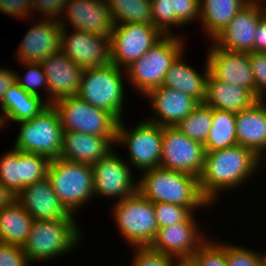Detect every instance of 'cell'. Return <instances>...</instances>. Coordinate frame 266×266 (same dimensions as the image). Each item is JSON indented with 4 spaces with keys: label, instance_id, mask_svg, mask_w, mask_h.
Returning <instances> with one entry per match:
<instances>
[{
    "label": "cell",
    "instance_id": "60d3db41",
    "mask_svg": "<svg viewBox=\"0 0 266 266\" xmlns=\"http://www.w3.org/2000/svg\"><path fill=\"white\" fill-rule=\"evenodd\" d=\"M251 70L255 82V96L258 100H266V53H248Z\"/></svg>",
    "mask_w": 266,
    "mask_h": 266
},
{
    "label": "cell",
    "instance_id": "c3c4849f",
    "mask_svg": "<svg viewBox=\"0 0 266 266\" xmlns=\"http://www.w3.org/2000/svg\"><path fill=\"white\" fill-rule=\"evenodd\" d=\"M16 200V195L0 181V209Z\"/></svg>",
    "mask_w": 266,
    "mask_h": 266
},
{
    "label": "cell",
    "instance_id": "4dcf8cb0",
    "mask_svg": "<svg viewBox=\"0 0 266 266\" xmlns=\"http://www.w3.org/2000/svg\"><path fill=\"white\" fill-rule=\"evenodd\" d=\"M114 24L153 25L151 0H106Z\"/></svg>",
    "mask_w": 266,
    "mask_h": 266
},
{
    "label": "cell",
    "instance_id": "9a60e30c",
    "mask_svg": "<svg viewBox=\"0 0 266 266\" xmlns=\"http://www.w3.org/2000/svg\"><path fill=\"white\" fill-rule=\"evenodd\" d=\"M265 15L266 6L250 1L211 42L228 51L253 52L256 28Z\"/></svg>",
    "mask_w": 266,
    "mask_h": 266
},
{
    "label": "cell",
    "instance_id": "74e56055",
    "mask_svg": "<svg viewBox=\"0 0 266 266\" xmlns=\"http://www.w3.org/2000/svg\"><path fill=\"white\" fill-rule=\"evenodd\" d=\"M154 211L159 228L186 222L195 214L188 207L166 202L154 203Z\"/></svg>",
    "mask_w": 266,
    "mask_h": 266
},
{
    "label": "cell",
    "instance_id": "f546056e",
    "mask_svg": "<svg viewBox=\"0 0 266 266\" xmlns=\"http://www.w3.org/2000/svg\"><path fill=\"white\" fill-rule=\"evenodd\" d=\"M237 145L236 114L213 108L212 126L204 143L206 152Z\"/></svg>",
    "mask_w": 266,
    "mask_h": 266
},
{
    "label": "cell",
    "instance_id": "5b68a950",
    "mask_svg": "<svg viewBox=\"0 0 266 266\" xmlns=\"http://www.w3.org/2000/svg\"><path fill=\"white\" fill-rule=\"evenodd\" d=\"M126 71L109 63L85 69L77 96L89 104L110 112L118 121L123 119Z\"/></svg>",
    "mask_w": 266,
    "mask_h": 266
},
{
    "label": "cell",
    "instance_id": "8d00e7d4",
    "mask_svg": "<svg viewBox=\"0 0 266 266\" xmlns=\"http://www.w3.org/2000/svg\"><path fill=\"white\" fill-rule=\"evenodd\" d=\"M197 266H227L226 243L209 238L192 256Z\"/></svg>",
    "mask_w": 266,
    "mask_h": 266
},
{
    "label": "cell",
    "instance_id": "f907efd6",
    "mask_svg": "<svg viewBox=\"0 0 266 266\" xmlns=\"http://www.w3.org/2000/svg\"><path fill=\"white\" fill-rule=\"evenodd\" d=\"M5 127V124H4V120H3V117H2V114L0 112V131H2V129L4 130Z\"/></svg>",
    "mask_w": 266,
    "mask_h": 266
},
{
    "label": "cell",
    "instance_id": "7bdbcfd3",
    "mask_svg": "<svg viewBox=\"0 0 266 266\" xmlns=\"http://www.w3.org/2000/svg\"><path fill=\"white\" fill-rule=\"evenodd\" d=\"M0 266H31L23 247L0 242Z\"/></svg>",
    "mask_w": 266,
    "mask_h": 266
},
{
    "label": "cell",
    "instance_id": "7c38bea8",
    "mask_svg": "<svg viewBox=\"0 0 266 266\" xmlns=\"http://www.w3.org/2000/svg\"><path fill=\"white\" fill-rule=\"evenodd\" d=\"M94 196L116 199L118 202L138 191L131 166L115 149L105 158L92 165Z\"/></svg>",
    "mask_w": 266,
    "mask_h": 266
},
{
    "label": "cell",
    "instance_id": "277c9868",
    "mask_svg": "<svg viewBox=\"0 0 266 266\" xmlns=\"http://www.w3.org/2000/svg\"><path fill=\"white\" fill-rule=\"evenodd\" d=\"M185 40L180 35H164L145 55L125 69L129 84L145 96L163 85L166 73L184 52Z\"/></svg>",
    "mask_w": 266,
    "mask_h": 266
},
{
    "label": "cell",
    "instance_id": "9c48e42d",
    "mask_svg": "<svg viewBox=\"0 0 266 266\" xmlns=\"http://www.w3.org/2000/svg\"><path fill=\"white\" fill-rule=\"evenodd\" d=\"M129 128L124 120L117 125L116 144L128 150L131 167L145 171L160 167L163 127L146 119Z\"/></svg>",
    "mask_w": 266,
    "mask_h": 266
},
{
    "label": "cell",
    "instance_id": "816d5d0a",
    "mask_svg": "<svg viewBox=\"0 0 266 266\" xmlns=\"http://www.w3.org/2000/svg\"><path fill=\"white\" fill-rule=\"evenodd\" d=\"M251 2H256L258 4L266 6V0H250ZM264 3V4H263Z\"/></svg>",
    "mask_w": 266,
    "mask_h": 266
},
{
    "label": "cell",
    "instance_id": "83f0119b",
    "mask_svg": "<svg viewBox=\"0 0 266 266\" xmlns=\"http://www.w3.org/2000/svg\"><path fill=\"white\" fill-rule=\"evenodd\" d=\"M200 27L213 40L250 0H199Z\"/></svg>",
    "mask_w": 266,
    "mask_h": 266
},
{
    "label": "cell",
    "instance_id": "5bb4252c",
    "mask_svg": "<svg viewBox=\"0 0 266 266\" xmlns=\"http://www.w3.org/2000/svg\"><path fill=\"white\" fill-rule=\"evenodd\" d=\"M68 28L61 31V52L83 70L110 63V37ZM69 33V34H68Z\"/></svg>",
    "mask_w": 266,
    "mask_h": 266
},
{
    "label": "cell",
    "instance_id": "b9f144b4",
    "mask_svg": "<svg viewBox=\"0 0 266 266\" xmlns=\"http://www.w3.org/2000/svg\"><path fill=\"white\" fill-rule=\"evenodd\" d=\"M173 12L183 26L194 21L199 22L200 2L199 0H173Z\"/></svg>",
    "mask_w": 266,
    "mask_h": 266
},
{
    "label": "cell",
    "instance_id": "681fc988",
    "mask_svg": "<svg viewBox=\"0 0 266 266\" xmlns=\"http://www.w3.org/2000/svg\"><path fill=\"white\" fill-rule=\"evenodd\" d=\"M172 266H197L192 258L175 259Z\"/></svg>",
    "mask_w": 266,
    "mask_h": 266
},
{
    "label": "cell",
    "instance_id": "1f68e13d",
    "mask_svg": "<svg viewBox=\"0 0 266 266\" xmlns=\"http://www.w3.org/2000/svg\"><path fill=\"white\" fill-rule=\"evenodd\" d=\"M213 108L204 104L199 105L175 127L188 138L205 143L212 126Z\"/></svg>",
    "mask_w": 266,
    "mask_h": 266
},
{
    "label": "cell",
    "instance_id": "d4e9b609",
    "mask_svg": "<svg viewBox=\"0 0 266 266\" xmlns=\"http://www.w3.org/2000/svg\"><path fill=\"white\" fill-rule=\"evenodd\" d=\"M258 99L247 88L231 85L216 79L209 73L206 82L204 104L222 111L238 113L250 108Z\"/></svg>",
    "mask_w": 266,
    "mask_h": 266
},
{
    "label": "cell",
    "instance_id": "e575fe53",
    "mask_svg": "<svg viewBox=\"0 0 266 266\" xmlns=\"http://www.w3.org/2000/svg\"><path fill=\"white\" fill-rule=\"evenodd\" d=\"M0 181L16 196L20 193V150L12 147L0 157Z\"/></svg>",
    "mask_w": 266,
    "mask_h": 266
},
{
    "label": "cell",
    "instance_id": "f1b7e54d",
    "mask_svg": "<svg viewBox=\"0 0 266 266\" xmlns=\"http://www.w3.org/2000/svg\"><path fill=\"white\" fill-rule=\"evenodd\" d=\"M34 219L15 200L0 209V242L23 246L29 236Z\"/></svg>",
    "mask_w": 266,
    "mask_h": 266
},
{
    "label": "cell",
    "instance_id": "484cf974",
    "mask_svg": "<svg viewBox=\"0 0 266 266\" xmlns=\"http://www.w3.org/2000/svg\"><path fill=\"white\" fill-rule=\"evenodd\" d=\"M183 55L184 52L172 63L162 86L185 93L203 103L206 97V82L210 73L207 59L205 57V69L204 73H201L186 63Z\"/></svg>",
    "mask_w": 266,
    "mask_h": 266
},
{
    "label": "cell",
    "instance_id": "bcb514c9",
    "mask_svg": "<svg viewBox=\"0 0 266 266\" xmlns=\"http://www.w3.org/2000/svg\"><path fill=\"white\" fill-rule=\"evenodd\" d=\"M15 84V70L0 66V104H2L6 91Z\"/></svg>",
    "mask_w": 266,
    "mask_h": 266
},
{
    "label": "cell",
    "instance_id": "cb8c5ba5",
    "mask_svg": "<svg viewBox=\"0 0 266 266\" xmlns=\"http://www.w3.org/2000/svg\"><path fill=\"white\" fill-rule=\"evenodd\" d=\"M237 144L252 150L258 157L266 151V103L256 101L236 113Z\"/></svg>",
    "mask_w": 266,
    "mask_h": 266
},
{
    "label": "cell",
    "instance_id": "d590c367",
    "mask_svg": "<svg viewBox=\"0 0 266 266\" xmlns=\"http://www.w3.org/2000/svg\"><path fill=\"white\" fill-rule=\"evenodd\" d=\"M151 8L153 25L163 35H174L171 29L183 26L173 12V0H151Z\"/></svg>",
    "mask_w": 266,
    "mask_h": 266
},
{
    "label": "cell",
    "instance_id": "2e32d148",
    "mask_svg": "<svg viewBox=\"0 0 266 266\" xmlns=\"http://www.w3.org/2000/svg\"><path fill=\"white\" fill-rule=\"evenodd\" d=\"M195 219L197 220L194 214L186 222L158 228L149 247L176 259L192 258L198 248L208 239Z\"/></svg>",
    "mask_w": 266,
    "mask_h": 266
},
{
    "label": "cell",
    "instance_id": "7402d4cb",
    "mask_svg": "<svg viewBox=\"0 0 266 266\" xmlns=\"http://www.w3.org/2000/svg\"><path fill=\"white\" fill-rule=\"evenodd\" d=\"M115 142L116 136L63 131L60 158L92 166L114 150L112 148L115 147Z\"/></svg>",
    "mask_w": 266,
    "mask_h": 266
},
{
    "label": "cell",
    "instance_id": "ac0fdd59",
    "mask_svg": "<svg viewBox=\"0 0 266 266\" xmlns=\"http://www.w3.org/2000/svg\"><path fill=\"white\" fill-rule=\"evenodd\" d=\"M61 31L59 20L41 17L28 29L15 51L17 61L40 63L61 51Z\"/></svg>",
    "mask_w": 266,
    "mask_h": 266
},
{
    "label": "cell",
    "instance_id": "ee69618b",
    "mask_svg": "<svg viewBox=\"0 0 266 266\" xmlns=\"http://www.w3.org/2000/svg\"><path fill=\"white\" fill-rule=\"evenodd\" d=\"M16 19L34 17L32 13V0H0V13Z\"/></svg>",
    "mask_w": 266,
    "mask_h": 266
},
{
    "label": "cell",
    "instance_id": "d6986e66",
    "mask_svg": "<svg viewBox=\"0 0 266 266\" xmlns=\"http://www.w3.org/2000/svg\"><path fill=\"white\" fill-rule=\"evenodd\" d=\"M206 59L210 73L218 80L249 89L255 95V82L247 52L228 51L209 47Z\"/></svg>",
    "mask_w": 266,
    "mask_h": 266
},
{
    "label": "cell",
    "instance_id": "8fae6325",
    "mask_svg": "<svg viewBox=\"0 0 266 266\" xmlns=\"http://www.w3.org/2000/svg\"><path fill=\"white\" fill-rule=\"evenodd\" d=\"M163 36L154 25L114 24L110 36V63L125 70Z\"/></svg>",
    "mask_w": 266,
    "mask_h": 266
},
{
    "label": "cell",
    "instance_id": "3957f363",
    "mask_svg": "<svg viewBox=\"0 0 266 266\" xmlns=\"http://www.w3.org/2000/svg\"><path fill=\"white\" fill-rule=\"evenodd\" d=\"M74 217L71 214L67 219L34 220L22 246L31 265L59 258L76 249L82 234Z\"/></svg>",
    "mask_w": 266,
    "mask_h": 266
},
{
    "label": "cell",
    "instance_id": "ffe728a7",
    "mask_svg": "<svg viewBox=\"0 0 266 266\" xmlns=\"http://www.w3.org/2000/svg\"><path fill=\"white\" fill-rule=\"evenodd\" d=\"M144 97L149 98L153 114L146 120L162 127H175L200 103L192 96L164 86L149 91Z\"/></svg>",
    "mask_w": 266,
    "mask_h": 266
},
{
    "label": "cell",
    "instance_id": "d6a6232c",
    "mask_svg": "<svg viewBox=\"0 0 266 266\" xmlns=\"http://www.w3.org/2000/svg\"><path fill=\"white\" fill-rule=\"evenodd\" d=\"M50 161L45 156L20 151V192L24 187L47 177Z\"/></svg>",
    "mask_w": 266,
    "mask_h": 266
},
{
    "label": "cell",
    "instance_id": "6da1fadb",
    "mask_svg": "<svg viewBox=\"0 0 266 266\" xmlns=\"http://www.w3.org/2000/svg\"><path fill=\"white\" fill-rule=\"evenodd\" d=\"M260 157L252 150L239 144L205 153L199 185L203 196L210 202L218 203L221 192L240 188L250 180L258 169ZM250 178V179H249Z\"/></svg>",
    "mask_w": 266,
    "mask_h": 266
},
{
    "label": "cell",
    "instance_id": "836d02e7",
    "mask_svg": "<svg viewBox=\"0 0 266 266\" xmlns=\"http://www.w3.org/2000/svg\"><path fill=\"white\" fill-rule=\"evenodd\" d=\"M20 65H23L28 71L26 72L25 77H21V75L15 71V82L27 93L36 95L41 97V91H47L46 93V101L49 103V91L47 79L44 73V70L40 63H31V62H19ZM40 89V90H39Z\"/></svg>",
    "mask_w": 266,
    "mask_h": 266
},
{
    "label": "cell",
    "instance_id": "52a82bcc",
    "mask_svg": "<svg viewBox=\"0 0 266 266\" xmlns=\"http://www.w3.org/2000/svg\"><path fill=\"white\" fill-rule=\"evenodd\" d=\"M112 208L111 217L126 243L133 248L150 246L159 228L154 203L137 191Z\"/></svg>",
    "mask_w": 266,
    "mask_h": 266
},
{
    "label": "cell",
    "instance_id": "30bf717a",
    "mask_svg": "<svg viewBox=\"0 0 266 266\" xmlns=\"http://www.w3.org/2000/svg\"><path fill=\"white\" fill-rule=\"evenodd\" d=\"M53 106L58 111L63 131L116 136L119 121L110 112L97 108L78 96L59 99Z\"/></svg>",
    "mask_w": 266,
    "mask_h": 266
},
{
    "label": "cell",
    "instance_id": "f5cc1de1",
    "mask_svg": "<svg viewBox=\"0 0 266 266\" xmlns=\"http://www.w3.org/2000/svg\"><path fill=\"white\" fill-rule=\"evenodd\" d=\"M265 154H266V151H265V153H263V155L259 158V159H260V168H261V166H262V165L264 164V162H265V160L262 161L263 159H266V158H264V157H266Z\"/></svg>",
    "mask_w": 266,
    "mask_h": 266
},
{
    "label": "cell",
    "instance_id": "e0dca14e",
    "mask_svg": "<svg viewBox=\"0 0 266 266\" xmlns=\"http://www.w3.org/2000/svg\"><path fill=\"white\" fill-rule=\"evenodd\" d=\"M63 15L59 19L62 28L70 25L72 30L111 36L114 23L106 0H68Z\"/></svg>",
    "mask_w": 266,
    "mask_h": 266
},
{
    "label": "cell",
    "instance_id": "7dc6e473",
    "mask_svg": "<svg viewBox=\"0 0 266 266\" xmlns=\"http://www.w3.org/2000/svg\"><path fill=\"white\" fill-rule=\"evenodd\" d=\"M254 52L266 53V15L260 20L256 28Z\"/></svg>",
    "mask_w": 266,
    "mask_h": 266
},
{
    "label": "cell",
    "instance_id": "f35d334b",
    "mask_svg": "<svg viewBox=\"0 0 266 266\" xmlns=\"http://www.w3.org/2000/svg\"><path fill=\"white\" fill-rule=\"evenodd\" d=\"M260 252L226 243L227 266H263V255Z\"/></svg>",
    "mask_w": 266,
    "mask_h": 266
},
{
    "label": "cell",
    "instance_id": "db71d44e",
    "mask_svg": "<svg viewBox=\"0 0 266 266\" xmlns=\"http://www.w3.org/2000/svg\"><path fill=\"white\" fill-rule=\"evenodd\" d=\"M263 255V266H266V252L262 253Z\"/></svg>",
    "mask_w": 266,
    "mask_h": 266
},
{
    "label": "cell",
    "instance_id": "ab89813d",
    "mask_svg": "<svg viewBox=\"0 0 266 266\" xmlns=\"http://www.w3.org/2000/svg\"><path fill=\"white\" fill-rule=\"evenodd\" d=\"M132 266H172L176 258L146 247H134Z\"/></svg>",
    "mask_w": 266,
    "mask_h": 266
},
{
    "label": "cell",
    "instance_id": "603a6c76",
    "mask_svg": "<svg viewBox=\"0 0 266 266\" xmlns=\"http://www.w3.org/2000/svg\"><path fill=\"white\" fill-rule=\"evenodd\" d=\"M16 200L34 220L67 219L71 215L59 201L47 177L24 187Z\"/></svg>",
    "mask_w": 266,
    "mask_h": 266
},
{
    "label": "cell",
    "instance_id": "8992f818",
    "mask_svg": "<svg viewBox=\"0 0 266 266\" xmlns=\"http://www.w3.org/2000/svg\"><path fill=\"white\" fill-rule=\"evenodd\" d=\"M47 178L59 201L74 216L78 209L94 198L91 165L58 157L50 161Z\"/></svg>",
    "mask_w": 266,
    "mask_h": 266
},
{
    "label": "cell",
    "instance_id": "f6af8a7d",
    "mask_svg": "<svg viewBox=\"0 0 266 266\" xmlns=\"http://www.w3.org/2000/svg\"><path fill=\"white\" fill-rule=\"evenodd\" d=\"M67 1L68 0H32V12L35 14L37 11V15L42 14V18L59 20Z\"/></svg>",
    "mask_w": 266,
    "mask_h": 266
},
{
    "label": "cell",
    "instance_id": "4316f807",
    "mask_svg": "<svg viewBox=\"0 0 266 266\" xmlns=\"http://www.w3.org/2000/svg\"><path fill=\"white\" fill-rule=\"evenodd\" d=\"M50 104L42 97L27 93L16 82L5 94L1 104L5 126L12 120L16 123L28 121L39 115ZM8 123V125H7Z\"/></svg>",
    "mask_w": 266,
    "mask_h": 266
},
{
    "label": "cell",
    "instance_id": "ba28073f",
    "mask_svg": "<svg viewBox=\"0 0 266 266\" xmlns=\"http://www.w3.org/2000/svg\"><path fill=\"white\" fill-rule=\"evenodd\" d=\"M18 124L20 131L13 148L39 154L50 160L60 157L63 127L58 111L52 104L33 119Z\"/></svg>",
    "mask_w": 266,
    "mask_h": 266
},
{
    "label": "cell",
    "instance_id": "4fadbf2b",
    "mask_svg": "<svg viewBox=\"0 0 266 266\" xmlns=\"http://www.w3.org/2000/svg\"><path fill=\"white\" fill-rule=\"evenodd\" d=\"M205 153L204 144L188 138L176 127H163L160 167L199 178Z\"/></svg>",
    "mask_w": 266,
    "mask_h": 266
},
{
    "label": "cell",
    "instance_id": "7a4b0ae2",
    "mask_svg": "<svg viewBox=\"0 0 266 266\" xmlns=\"http://www.w3.org/2000/svg\"><path fill=\"white\" fill-rule=\"evenodd\" d=\"M138 191L153 203L166 202L197 209L212 206L203 196L199 178L181 171L156 167L141 172Z\"/></svg>",
    "mask_w": 266,
    "mask_h": 266
},
{
    "label": "cell",
    "instance_id": "44dd1931",
    "mask_svg": "<svg viewBox=\"0 0 266 266\" xmlns=\"http://www.w3.org/2000/svg\"><path fill=\"white\" fill-rule=\"evenodd\" d=\"M48 84L49 104L57 100L77 96L83 69L61 51L51 54L40 62Z\"/></svg>",
    "mask_w": 266,
    "mask_h": 266
}]
</instances>
